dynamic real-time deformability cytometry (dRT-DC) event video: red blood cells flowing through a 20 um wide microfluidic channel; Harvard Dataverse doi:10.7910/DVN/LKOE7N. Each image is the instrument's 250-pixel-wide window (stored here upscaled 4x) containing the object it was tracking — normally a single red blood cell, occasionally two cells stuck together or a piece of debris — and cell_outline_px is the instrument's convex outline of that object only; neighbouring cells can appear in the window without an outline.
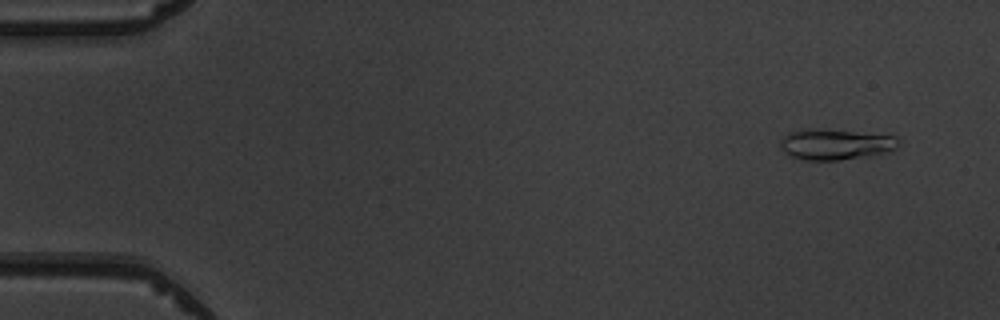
{"species": "common noctule bat (a hibernating species)", "species_latin": "Nyctalus noctula", "temperature_condition": "warm", "stored_images_in_passage": 7, "camera_frame_rate_fps": 3000, "um_per_image_px": 0.085, "animal": {"sex": "male", "body_mass_g": 19.5, "forearm_length_mm": 54.6}, "frame": {"image": 1, "passage_image": 1, "time_ms": 0.0, "image_size_px": [1000, 320], "cell_outline_px": [[896, 148], [892, 152], [868, 156], [840, 160], [804, 160], [792, 156], [784, 152], [780, 144], [780, 140], [788, 132], [808, 128], [816, 128], [896, 136]], "centroid_in_image_um": [70.99, 12.27], "position_along_channel_um": 14.0, "area_um2": 21.15}}
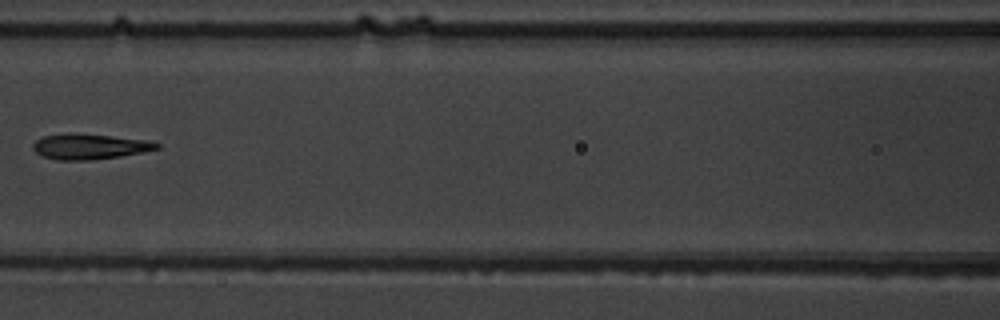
{"frame": {"image": 2, "passage_image": 6, "time_ms": 6.667, "image_size_px": [1000, 320], "cell_outline_px": [[160, 148], [120, 156], [92, 160], [56, 160], [44, 156], [36, 152], [32, 148], [32, 144], [36, 140], [44, 136], [68, 132], [76, 132], [152, 140], [160, 144]], "centroid_in_image_um": [7.62, 12.43], "position_along_channel_um": 159.0, "area_um2": 18.61}}
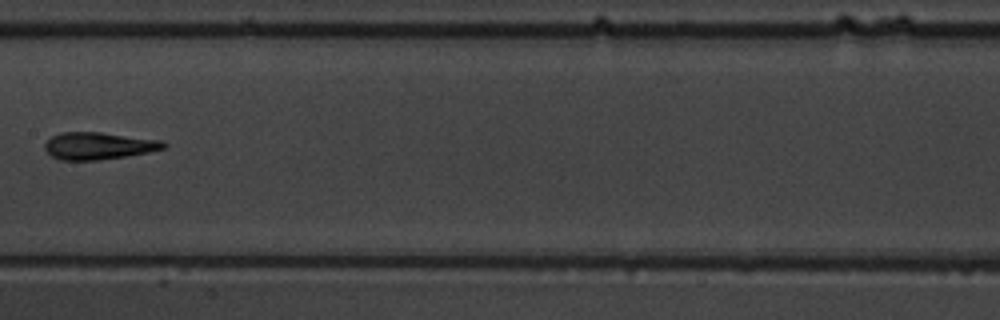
{"frame": {"image": 3, "passage_image": 7, "time_ms": 7.667, "image_size_px": [1000, 320], "cell_outline_px": [[168, 144], [164, 148], [148, 152], [124, 156], [96, 160], [60, 160], [52, 156], [44, 148], [44, 144], [52, 136], [60, 132], [100, 132], [160, 140]], "centroid_in_image_um": [8.35, 12.39], "position_along_channel_um": 199.1, "area_um2": 18.61}}